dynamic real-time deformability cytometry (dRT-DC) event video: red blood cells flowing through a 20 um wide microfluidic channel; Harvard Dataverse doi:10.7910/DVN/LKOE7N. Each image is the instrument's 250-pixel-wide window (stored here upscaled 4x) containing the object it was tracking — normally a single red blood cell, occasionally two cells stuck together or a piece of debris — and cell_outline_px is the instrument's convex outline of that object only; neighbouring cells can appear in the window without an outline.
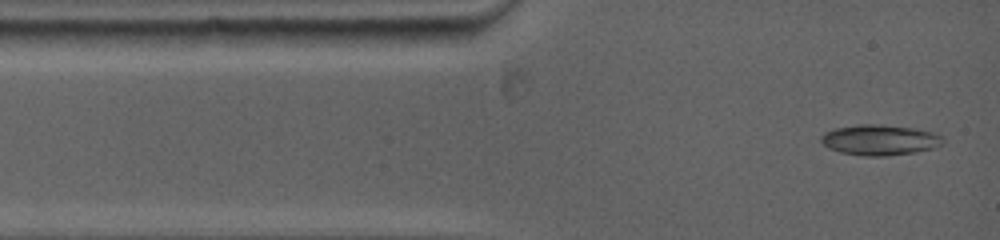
{"species": "common noctule bat (a hibernating species)", "species_latin": "Nyctalus noctula", "temperature_condition": "warm", "stored_images_in_passage": 72, "camera_frame_rate_fps": 5000, "um_per_image_px": 0.085, "animal": {"sex": "female", "body_mass_g": 19.0, "forearm_length_mm": 53.3}, "frame": {"image": 1, "passage_image": 2, "time_ms": 0.2, "image_size_px": [1000, 240], "cell_outline_px": [[944, 144], [932, 148], [912, 152], [884, 156], [868, 156], [840, 152], [828, 148], [820, 140], [820, 136], [824, 132], [832, 128], [860, 124], [880, 124], [916, 128], [932, 132], [944, 136]], "centroid_in_image_um": [74.77, 11.88], "position_along_channel_um": 10.2, "area_um2": 21.79}}
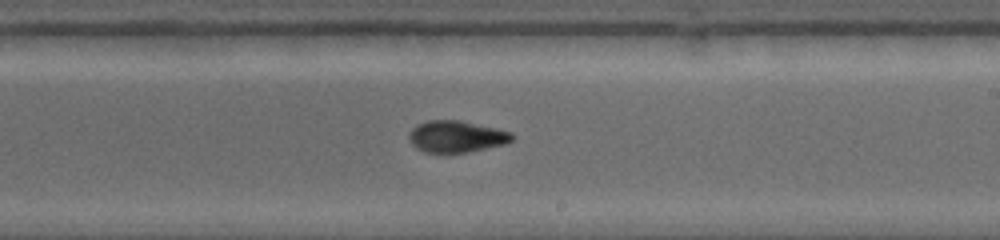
{"frame": {"image": 2, "passage_image": 32, "time_ms": 7.2, "image_size_px": [1000, 240], "cell_outline_px": [[516, 136], [512, 140], [504, 144], [468, 152], [424, 152], [416, 148], [408, 140], [408, 132], [416, 124], [428, 120], [460, 120], [496, 128], [512, 132]], "centroid_in_image_um": [38.77, 11.59], "position_along_channel_um": 250.2, "area_um2": 19.13}}
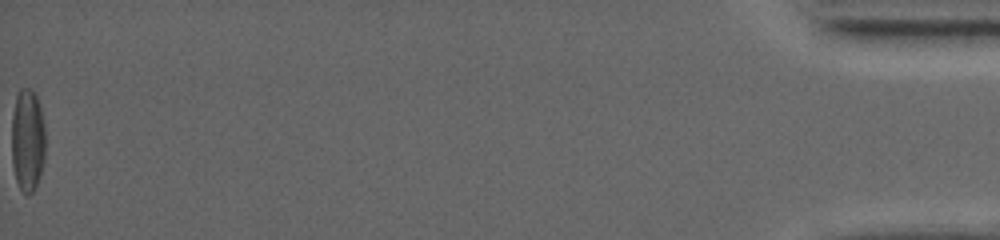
{"frame": {"image": 3, "passage_image": 72, "time_ms": 16.2, "image_size_px": [1000, 240], "cell_outline_px": [[44, 160], [36, 188], [28, 196], [20, 188], [16, 180], [12, 164], [12, 112], [16, 96], [20, 88], [32, 88], [36, 96], [40, 108], [44, 124]], "centroid_in_image_um": [2.33, 11.91], "position_along_channel_um": 432.9, "area_um2": 20.29}, "authors_computed_cell_mechanics": {"area_um2": 19.3919, "velocity_mm_per_s": 3.9497, "shape_relaxation_time_tau1_ms": 11.1057, "shape_relaxation_time_tau2_ms": 4.4085, "deformation_change_tau1": 0.2277, "deformation_change_tau2": 0.0796}}